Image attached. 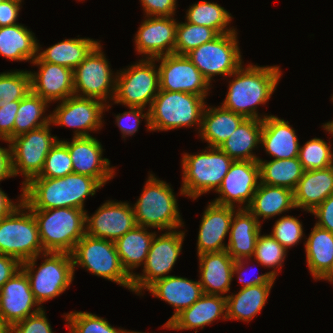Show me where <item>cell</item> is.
Segmentation results:
<instances>
[{
	"label": "cell",
	"mask_w": 333,
	"mask_h": 333,
	"mask_svg": "<svg viewBox=\"0 0 333 333\" xmlns=\"http://www.w3.org/2000/svg\"><path fill=\"white\" fill-rule=\"evenodd\" d=\"M170 184L150 174L140 198L132 206L136 224L158 231L183 227L176 196Z\"/></svg>",
	"instance_id": "obj_5"
},
{
	"label": "cell",
	"mask_w": 333,
	"mask_h": 333,
	"mask_svg": "<svg viewBox=\"0 0 333 333\" xmlns=\"http://www.w3.org/2000/svg\"><path fill=\"white\" fill-rule=\"evenodd\" d=\"M306 239V263L314 280H320L333 262V233L315 224Z\"/></svg>",
	"instance_id": "obj_37"
},
{
	"label": "cell",
	"mask_w": 333,
	"mask_h": 333,
	"mask_svg": "<svg viewBox=\"0 0 333 333\" xmlns=\"http://www.w3.org/2000/svg\"><path fill=\"white\" fill-rule=\"evenodd\" d=\"M155 59L143 58L136 64L116 72L114 104L144 108L149 105L160 90L159 69Z\"/></svg>",
	"instance_id": "obj_10"
},
{
	"label": "cell",
	"mask_w": 333,
	"mask_h": 333,
	"mask_svg": "<svg viewBox=\"0 0 333 333\" xmlns=\"http://www.w3.org/2000/svg\"><path fill=\"white\" fill-rule=\"evenodd\" d=\"M241 65L230 75L226 98L221 104L224 108L244 116L246 119L264 120L269 115L258 114L257 105L269 101L282 75L279 66Z\"/></svg>",
	"instance_id": "obj_1"
},
{
	"label": "cell",
	"mask_w": 333,
	"mask_h": 333,
	"mask_svg": "<svg viewBox=\"0 0 333 333\" xmlns=\"http://www.w3.org/2000/svg\"><path fill=\"white\" fill-rule=\"evenodd\" d=\"M71 173L73 167L67 145L58 140L47 154L43 169L36 177L62 178Z\"/></svg>",
	"instance_id": "obj_46"
},
{
	"label": "cell",
	"mask_w": 333,
	"mask_h": 333,
	"mask_svg": "<svg viewBox=\"0 0 333 333\" xmlns=\"http://www.w3.org/2000/svg\"><path fill=\"white\" fill-rule=\"evenodd\" d=\"M205 107V98L200 95L159 90L148 110L150 131L197 125L200 132Z\"/></svg>",
	"instance_id": "obj_4"
},
{
	"label": "cell",
	"mask_w": 333,
	"mask_h": 333,
	"mask_svg": "<svg viewBox=\"0 0 333 333\" xmlns=\"http://www.w3.org/2000/svg\"><path fill=\"white\" fill-rule=\"evenodd\" d=\"M206 106L202 115L199 137L205 140L209 147H219L246 119L222 105L217 107Z\"/></svg>",
	"instance_id": "obj_31"
},
{
	"label": "cell",
	"mask_w": 333,
	"mask_h": 333,
	"mask_svg": "<svg viewBox=\"0 0 333 333\" xmlns=\"http://www.w3.org/2000/svg\"><path fill=\"white\" fill-rule=\"evenodd\" d=\"M30 91V71L14 70L0 73V107L2 102L22 100Z\"/></svg>",
	"instance_id": "obj_45"
},
{
	"label": "cell",
	"mask_w": 333,
	"mask_h": 333,
	"mask_svg": "<svg viewBox=\"0 0 333 333\" xmlns=\"http://www.w3.org/2000/svg\"><path fill=\"white\" fill-rule=\"evenodd\" d=\"M44 252L35 217L22 201L0 220V254L11 256L23 263Z\"/></svg>",
	"instance_id": "obj_8"
},
{
	"label": "cell",
	"mask_w": 333,
	"mask_h": 333,
	"mask_svg": "<svg viewBox=\"0 0 333 333\" xmlns=\"http://www.w3.org/2000/svg\"><path fill=\"white\" fill-rule=\"evenodd\" d=\"M43 263L36 267L39 256L21 263L26 273L31 291L41 307L43 302L61 295L74 279V266L71 254L65 252L41 253Z\"/></svg>",
	"instance_id": "obj_7"
},
{
	"label": "cell",
	"mask_w": 333,
	"mask_h": 333,
	"mask_svg": "<svg viewBox=\"0 0 333 333\" xmlns=\"http://www.w3.org/2000/svg\"><path fill=\"white\" fill-rule=\"evenodd\" d=\"M38 72H31V91L48 103L64 101L74 95L73 70L58 64L43 62L38 56L31 62Z\"/></svg>",
	"instance_id": "obj_22"
},
{
	"label": "cell",
	"mask_w": 333,
	"mask_h": 333,
	"mask_svg": "<svg viewBox=\"0 0 333 333\" xmlns=\"http://www.w3.org/2000/svg\"><path fill=\"white\" fill-rule=\"evenodd\" d=\"M186 12V22L188 23L210 27L218 34L236 31L235 28H228L232 21L231 13L217 3L203 0L192 4Z\"/></svg>",
	"instance_id": "obj_39"
},
{
	"label": "cell",
	"mask_w": 333,
	"mask_h": 333,
	"mask_svg": "<svg viewBox=\"0 0 333 333\" xmlns=\"http://www.w3.org/2000/svg\"><path fill=\"white\" fill-rule=\"evenodd\" d=\"M103 53L99 43L73 70V79L74 95L94 98L106 104L107 98L113 101L116 74L113 75L110 63Z\"/></svg>",
	"instance_id": "obj_14"
},
{
	"label": "cell",
	"mask_w": 333,
	"mask_h": 333,
	"mask_svg": "<svg viewBox=\"0 0 333 333\" xmlns=\"http://www.w3.org/2000/svg\"><path fill=\"white\" fill-rule=\"evenodd\" d=\"M62 141L70 153L73 173L95 178L102 186L113 179L115 168L110 167L109 159L102 157V144L96 137L73 136L72 142Z\"/></svg>",
	"instance_id": "obj_19"
},
{
	"label": "cell",
	"mask_w": 333,
	"mask_h": 333,
	"mask_svg": "<svg viewBox=\"0 0 333 333\" xmlns=\"http://www.w3.org/2000/svg\"><path fill=\"white\" fill-rule=\"evenodd\" d=\"M68 333H132L133 331L112 327L109 322L88 312H69L65 314Z\"/></svg>",
	"instance_id": "obj_44"
},
{
	"label": "cell",
	"mask_w": 333,
	"mask_h": 333,
	"mask_svg": "<svg viewBox=\"0 0 333 333\" xmlns=\"http://www.w3.org/2000/svg\"><path fill=\"white\" fill-rule=\"evenodd\" d=\"M132 333H144V332H138V331L136 332V331H133Z\"/></svg>",
	"instance_id": "obj_63"
},
{
	"label": "cell",
	"mask_w": 333,
	"mask_h": 333,
	"mask_svg": "<svg viewBox=\"0 0 333 333\" xmlns=\"http://www.w3.org/2000/svg\"><path fill=\"white\" fill-rule=\"evenodd\" d=\"M23 200V193L20 195L18 203H14L8 195L0 188V220L9 215Z\"/></svg>",
	"instance_id": "obj_57"
},
{
	"label": "cell",
	"mask_w": 333,
	"mask_h": 333,
	"mask_svg": "<svg viewBox=\"0 0 333 333\" xmlns=\"http://www.w3.org/2000/svg\"><path fill=\"white\" fill-rule=\"evenodd\" d=\"M21 269V263L11 256L0 254V290L1 287Z\"/></svg>",
	"instance_id": "obj_55"
},
{
	"label": "cell",
	"mask_w": 333,
	"mask_h": 333,
	"mask_svg": "<svg viewBox=\"0 0 333 333\" xmlns=\"http://www.w3.org/2000/svg\"><path fill=\"white\" fill-rule=\"evenodd\" d=\"M321 280H328L329 282H333V278H320ZM333 284V283H332Z\"/></svg>",
	"instance_id": "obj_61"
},
{
	"label": "cell",
	"mask_w": 333,
	"mask_h": 333,
	"mask_svg": "<svg viewBox=\"0 0 333 333\" xmlns=\"http://www.w3.org/2000/svg\"><path fill=\"white\" fill-rule=\"evenodd\" d=\"M333 194V165L324 169L304 171L294 190L296 208L313 211Z\"/></svg>",
	"instance_id": "obj_29"
},
{
	"label": "cell",
	"mask_w": 333,
	"mask_h": 333,
	"mask_svg": "<svg viewBox=\"0 0 333 333\" xmlns=\"http://www.w3.org/2000/svg\"><path fill=\"white\" fill-rule=\"evenodd\" d=\"M160 60V61H159ZM160 62V90L196 94L206 99L211 84L186 55L169 54L156 58Z\"/></svg>",
	"instance_id": "obj_16"
},
{
	"label": "cell",
	"mask_w": 333,
	"mask_h": 333,
	"mask_svg": "<svg viewBox=\"0 0 333 333\" xmlns=\"http://www.w3.org/2000/svg\"><path fill=\"white\" fill-rule=\"evenodd\" d=\"M321 278H333V262L328 271Z\"/></svg>",
	"instance_id": "obj_59"
},
{
	"label": "cell",
	"mask_w": 333,
	"mask_h": 333,
	"mask_svg": "<svg viewBox=\"0 0 333 333\" xmlns=\"http://www.w3.org/2000/svg\"><path fill=\"white\" fill-rule=\"evenodd\" d=\"M132 205L107 200L97 211L86 214V234L115 242L136 226Z\"/></svg>",
	"instance_id": "obj_18"
},
{
	"label": "cell",
	"mask_w": 333,
	"mask_h": 333,
	"mask_svg": "<svg viewBox=\"0 0 333 333\" xmlns=\"http://www.w3.org/2000/svg\"><path fill=\"white\" fill-rule=\"evenodd\" d=\"M146 290L175 309L167 322H170L182 310L189 308L204 294L199 281L173 275L156 280Z\"/></svg>",
	"instance_id": "obj_26"
},
{
	"label": "cell",
	"mask_w": 333,
	"mask_h": 333,
	"mask_svg": "<svg viewBox=\"0 0 333 333\" xmlns=\"http://www.w3.org/2000/svg\"><path fill=\"white\" fill-rule=\"evenodd\" d=\"M293 208H296L293 190L260 183L247 209L261 224L260 217L269 219Z\"/></svg>",
	"instance_id": "obj_30"
},
{
	"label": "cell",
	"mask_w": 333,
	"mask_h": 333,
	"mask_svg": "<svg viewBox=\"0 0 333 333\" xmlns=\"http://www.w3.org/2000/svg\"><path fill=\"white\" fill-rule=\"evenodd\" d=\"M327 124L332 128V130H333V120L332 121H329V122H327Z\"/></svg>",
	"instance_id": "obj_62"
},
{
	"label": "cell",
	"mask_w": 333,
	"mask_h": 333,
	"mask_svg": "<svg viewBox=\"0 0 333 333\" xmlns=\"http://www.w3.org/2000/svg\"><path fill=\"white\" fill-rule=\"evenodd\" d=\"M260 183L286 187L295 190L304 169L298 157L290 159H273L267 162L258 159Z\"/></svg>",
	"instance_id": "obj_38"
},
{
	"label": "cell",
	"mask_w": 333,
	"mask_h": 333,
	"mask_svg": "<svg viewBox=\"0 0 333 333\" xmlns=\"http://www.w3.org/2000/svg\"><path fill=\"white\" fill-rule=\"evenodd\" d=\"M310 213L318 219L317 226L333 233V194L325 199Z\"/></svg>",
	"instance_id": "obj_52"
},
{
	"label": "cell",
	"mask_w": 333,
	"mask_h": 333,
	"mask_svg": "<svg viewBox=\"0 0 333 333\" xmlns=\"http://www.w3.org/2000/svg\"><path fill=\"white\" fill-rule=\"evenodd\" d=\"M34 306H37L34 308ZM34 308L33 310H31ZM26 273L18 270L0 290V315L12 327L15 323L40 311Z\"/></svg>",
	"instance_id": "obj_21"
},
{
	"label": "cell",
	"mask_w": 333,
	"mask_h": 333,
	"mask_svg": "<svg viewBox=\"0 0 333 333\" xmlns=\"http://www.w3.org/2000/svg\"><path fill=\"white\" fill-rule=\"evenodd\" d=\"M129 111H125L123 113H119L115 116V120L117 123V126L120 128V131L122 133V137L125 138L126 136H132L134 133L138 131V127L140 125L141 119H146V128L150 131L149 128V122H148V110L146 113L143 114L144 108L140 107H129ZM129 119L130 121L129 123Z\"/></svg>",
	"instance_id": "obj_48"
},
{
	"label": "cell",
	"mask_w": 333,
	"mask_h": 333,
	"mask_svg": "<svg viewBox=\"0 0 333 333\" xmlns=\"http://www.w3.org/2000/svg\"><path fill=\"white\" fill-rule=\"evenodd\" d=\"M323 128H324V130H326L329 134H331L333 136V130L327 123L323 124Z\"/></svg>",
	"instance_id": "obj_60"
},
{
	"label": "cell",
	"mask_w": 333,
	"mask_h": 333,
	"mask_svg": "<svg viewBox=\"0 0 333 333\" xmlns=\"http://www.w3.org/2000/svg\"><path fill=\"white\" fill-rule=\"evenodd\" d=\"M177 0H141L146 17H172Z\"/></svg>",
	"instance_id": "obj_51"
},
{
	"label": "cell",
	"mask_w": 333,
	"mask_h": 333,
	"mask_svg": "<svg viewBox=\"0 0 333 333\" xmlns=\"http://www.w3.org/2000/svg\"><path fill=\"white\" fill-rule=\"evenodd\" d=\"M261 146L274 159L298 157L300 143L288 121L269 115L262 120Z\"/></svg>",
	"instance_id": "obj_27"
},
{
	"label": "cell",
	"mask_w": 333,
	"mask_h": 333,
	"mask_svg": "<svg viewBox=\"0 0 333 333\" xmlns=\"http://www.w3.org/2000/svg\"><path fill=\"white\" fill-rule=\"evenodd\" d=\"M302 222L296 217L282 216L274 225L271 236L276 239L286 250L299 243L304 236Z\"/></svg>",
	"instance_id": "obj_47"
},
{
	"label": "cell",
	"mask_w": 333,
	"mask_h": 333,
	"mask_svg": "<svg viewBox=\"0 0 333 333\" xmlns=\"http://www.w3.org/2000/svg\"><path fill=\"white\" fill-rule=\"evenodd\" d=\"M22 0H3L0 3V27L16 23Z\"/></svg>",
	"instance_id": "obj_54"
},
{
	"label": "cell",
	"mask_w": 333,
	"mask_h": 333,
	"mask_svg": "<svg viewBox=\"0 0 333 333\" xmlns=\"http://www.w3.org/2000/svg\"><path fill=\"white\" fill-rule=\"evenodd\" d=\"M260 184L258 161L235 160L216 191L219 197L212 202L236 208L247 209ZM242 204H246L243 207Z\"/></svg>",
	"instance_id": "obj_17"
},
{
	"label": "cell",
	"mask_w": 333,
	"mask_h": 333,
	"mask_svg": "<svg viewBox=\"0 0 333 333\" xmlns=\"http://www.w3.org/2000/svg\"><path fill=\"white\" fill-rule=\"evenodd\" d=\"M237 38V31L219 34L212 41L191 50L186 56L209 84L214 75L230 77L244 63Z\"/></svg>",
	"instance_id": "obj_11"
},
{
	"label": "cell",
	"mask_w": 333,
	"mask_h": 333,
	"mask_svg": "<svg viewBox=\"0 0 333 333\" xmlns=\"http://www.w3.org/2000/svg\"><path fill=\"white\" fill-rule=\"evenodd\" d=\"M8 146V149L0 146V181L14 177L10 143Z\"/></svg>",
	"instance_id": "obj_56"
},
{
	"label": "cell",
	"mask_w": 333,
	"mask_h": 333,
	"mask_svg": "<svg viewBox=\"0 0 333 333\" xmlns=\"http://www.w3.org/2000/svg\"><path fill=\"white\" fill-rule=\"evenodd\" d=\"M247 260L250 259H240L234 261V266H233V272H232V277H234V274H238V281L242 284L241 288H246L250 287L253 285H262V284H274V281L276 278H274L269 272L258 275V277H255L254 279L246 280L242 274L243 269L245 268L244 264H247ZM243 275V276H242Z\"/></svg>",
	"instance_id": "obj_53"
},
{
	"label": "cell",
	"mask_w": 333,
	"mask_h": 333,
	"mask_svg": "<svg viewBox=\"0 0 333 333\" xmlns=\"http://www.w3.org/2000/svg\"><path fill=\"white\" fill-rule=\"evenodd\" d=\"M22 24L0 27V55L12 61L32 62L38 53L37 38Z\"/></svg>",
	"instance_id": "obj_34"
},
{
	"label": "cell",
	"mask_w": 333,
	"mask_h": 333,
	"mask_svg": "<svg viewBox=\"0 0 333 333\" xmlns=\"http://www.w3.org/2000/svg\"><path fill=\"white\" fill-rule=\"evenodd\" d=\"M155 234L147 258L143 266V273H134L132 277V292L141 294L156 280L166 278L173 269L182 250L185 231H166L159 237Z\"/></svg>",
	"instance_id": "obj_13"
},
{
	"label": "cell",
	"mask_w": 333,
	"mask_h": 333,
	"mask_svg": "<svg viewBox=\"0 0 333 333\" xmlns=\"http://www.w3.org/2000/svg\"><path fill=\"white\" fill-rule=\"evenodd\" d=\"M286 255L287 250L271 234H259L253 254L254 260L261 266L274 268L269 271L274 278L278 274L277 269H281Z\"/></svg>",
	"instance_id": "obj_42"
},
{
	"label": "cell",
	"mask_w": 333,
	"mask_h": 333,
	"mask_svg": "<svg viewBox=\"0 0 333 333\" xmlns=\"http://www.w3.org/2000/svg\"><path fill=\"white\" fill-rule=\"evenodd\" d=\"M19 101L9 103L2 102L0 107V140L9 143L14 138V124Z\"/></svg>",
	"instance_id": "obj_50"
},
{
	"label": "cell",
	"mask_w": 333,
	"mask_h": 333,
	"mask_svg": "<svg viewBox=\"0 0 333 333\" xmlns=\"http://www.w3.org/2000/svg\"><path fill=\"white\" fill-rule=\"evenodd\" d=\"M101 187L95 178L76 173L62 178L34 177L22 186V201L30 209L69 207L84 210L86 197L94 196Z\"/></svg>",
	"instance_id": "obj_2"
},
{
	"label": "cell",
	"mask_w": 333,
	"mask_h": 333,
	"mask_svg": "<svg viewBox=\"0 0 333 333\" xmlns=\"http://www.w3.org/2000/svg\"><path fill=\"white\" fill-rule=\"evenodd\" d=\"M219 34L212 28L192 23H178L176 27V43L174 53L186 55L202 44L212 41Z\"/></svg>",
	"instance_id": "obj_41"
},
{
	"label": "cell",
	"mask_w": 333,
	"mask_h": 333,
	"mask_svg": "<svg viewBox=\"0 0 333 333\" xmlns=\"http://www.w3.org/2000/svg\"><path fill=\"white\" fill-rule=\"evenodd\" d=\"M233 161L219 147L208 146L204 151L194 155L183 154V183L180 194L196 200L211 190L216 192Z\"/></svg>",
	"instance_id": "obj_6"
},
{
	"label": "cell",
	"mask_w": 333,
	"mask_h": 333,
	"mask_svg": "<svg viewBox=\"0 0 333 333\" xmlns=\"http://www.w3.org/2000/svg\"><path fill=\"white\" fill-rule=\"evenodd\" d=\"M273 284L253 285L241 288L236 294L226 295L227 320H252L267 303Z\"/></svg>",
	"instance_id": "obj_33"
},
{
	"label": "cell",
	"mask_w": 333,
	"mask_h": 333,
	"mask_svg": "<svg viewBox=\"0 0 333 333\" xmlns=\"http://www.w3.org/2000/svg\"><path fill=\"white\" fill-rule=\"evenodd\" d=\"M332 146L321 138L307 141L299 147V161L304 171L324 169L333 165Z\"/></svg>",
	"instance_id": "obj_43"
},
{
	"label": "cell",
	"mask_w": 333,
	"mask_h": 333,
	"mask_svg": "<svg viewBox=\"0 0 333 333\" xmlns=\"http://www.w3.org/2000/svg\"><path fill=\"white\" fill-rule=\"evenodd\" d=\"M45 252L71 254L86 234V210L69 207L31 209Z\"/></svg>",
	"instance_id": "obj_3"
},
{
	"label": "cell",
	"mask_w": 333,
	"mask_h": 333,
	"mask_svg": "<svg viewBox=\"0 0 333 333\" xmlns=\"http://www.w3.org/2000/svg\"><path fill=\"white\" fill-rule=\"evenodd\" d=\"M42 308L35 314L15 323L10 333H54Z\"/></svg>",
	"instance_id": "obj_49"
},
{
	"label": "cell",
	"mask_w": 333,
	"mask_h": 333,
	"mask_svg": "<svg viewBox=\"0 0 333 333\" xmlns=\"http://www.w3.org/2000/svg\"><path fill=\"white\" fill-rule=\"evenodd\" d=\"M261 224L248 209L234 212L227 243V253L236 261L252 259Z\"/></svg>",
	"instance_id": "obj_28"
},
{
	"label": "cell",
	"mask_w": 333,
	"mask_h": 333,
	"mask_svg": "<svg viewBox=\"0 0 333 333\" xmlns=\"http://www.w3.org/2000/svg\"><path fill=\"white\" fill-rule=\"evenodd\" d=\"M111 108L110 104L87 97L70 96L50 113L51 124L71 127L75 130L74 137H89V131L102 128L103 112Z\"/></svg>",
	"instance_id": "obj_15"
},
{
	"label": "cell",
	"mask_w": 333,
	"mask_h": 333,
	"mask_svg": "<svg viewBox=\"0 0 333 333\" xmlns=\"http://www.w3.org/2000/svg\"><path fill=\"white\" fill-rule=\"evenodd\" d=\"M219 318L227 320L226 296L203 294L189 308L182 310L162 327L177 331L198 330Z\"/></svg>",
	"instance_id": "obj_24"
},
{
	"label": "cell",
	"mask_w": 333,
	"mask_h": 333,
	"mask_svg": "<svg viewBox=\"0 0 333 333\" xmlns=\"http://www.w3.org/2000/svg\"><path fill=\"white\" fill-rule=\"evenodd\" d=\"M200 284L204 294L222 296L230 291L234 259L227 250L198 255Z\"/></svg>",
	"instance_id": "obj_25"
},
{
	"label": "cell",
	"mask_w": 333,
	"mask_h": 333,
	"mask_svg": "<svg viewBox=\"0 0 333 333\" xmlns=\"http://www.w3.org/2000/svg\"><path fill=\"white\" fill-rule=\"evenodd\" d=\"M176 19L172 17H148L141 23L134 42L138 54L146 59L174 53L176 43Z\"/></svg>",
	"instance_id": "obj_20"
},
{
	"label": "cell",
	"mask_w": 333,
	"mask_h": 333,
	"mask_svg": "<svg viewBox=\"0 0 333 333\" xmlns=\"http://www.w3.org/2000/svg\"><path fill=\"white\" fill-rule=\"evenodd\" d=\"M47 104L46 100L32 91L20 100L15 117L14 137L49 124L50 115L44 114L49 107Z\"/></svg>",
	"instance_id": "obj_40"
},
{
	"label": "cell",
	"mask_w": 333,
	"mask_h": 333,
	"mask_svg": "<svg viewBox=\"0 0 333 333\" xmlns=\"http://www.w3.org/2000/svg\"><path fill=\"white\" fill-rule=\"evenodd\" d=\"M99 43L90 38L63 39L41 52L38 43L37 56L43 62L62 65L74 70Z\"/></svg>",
	"instance_id": "obj_36"
},
{
	"label": "cell",
	"mask_w": 333,
	"mask_h": 333,
	"mask_svg": "<svg viewBox=\"0 0 333 333\" xmlns=\"http://www.w3.org/2000/svg\"><path fill=\"white\" fill-rule=\"evenodd\" d=\"M235 208L210 202L204 210L199 226L197 255L226 250L224 238L229 235Z\"/></svg>",
	"instance_id": "obj_23"
},
{
	"label": "cell",
	"mask_w": 333,
	"mask_h": 333,
	"mask_svg": "<svg viewBox=\"0 0 333 333\" xmlns=\"http://www.w3.org/2000/svg\"><path fill=\"white\" fill-rule=\"evenodd\" d=\"M147 227L136 225L114 242L121 266L132 278V270L144 265L156 232H148Z\"/></svg>",
	"instance_id": "obj_32"
},
{
	"label": "cell",
	"mask_w": 333,
	"mask_h": 333,
	"mask_svg": "<svg viewBox=\"0 0 333 333\" xmlns=\"http://www.w3.org/2000/svg\"><path fill=\"white\" fill-rule=\"evenodd\" d=\"M50 125L51 122L9 140L13 173L14 176L21 173L25 177L23 186L40 174L47 154L59 140L51 135Z\"/></svg>",
	"instance_id": "obj_12"
},
{
	"label": "cell",
	"mask_w": 333,
	"mask_h": 333,
	"mask_svg": "<svg viewBox=\"0 0 333 333\" xmlns=\"http://www.w3.org/2000/svg\"><path fill=\"white\" fill-rule=\"evenodd\" d=\"M261 132L262 120L245 119L219 148L234 161H258L252 151L261 142Z\"/></svg>",
	"instance_id": "obj_35"
},
{
	"label": "cell",
	"mask_w": 333,
	"mask_h": 333,
	"mask_svg": "<svg viewBox=\"0 0 333 333\" xmlns=\"http://www.w3.org/2000/svg\"><path fill=\"white\" fill-rule=\"evenodd\" d=\"M11 327L3 320L0 315V333H10Z\"/></svg>",
	"instance_id": "obj_58"
},
{
	"label": "cell",
	"mask_w": 333,
	"mask_h": 333,
	"mask_svg": "<svg viewBox=\"0 0 333 333\" xmlns=\"http://www.w3.org/2000/svg\"><path fill=\"white\" fill-rule=\"evenodd\" d=\"M74 272L81 266L92 274L132 291V278L121 266L114 242L85 234L71 253Z\"/></svg>",
	"instance_id": "obj_9"
}]
</instances>
